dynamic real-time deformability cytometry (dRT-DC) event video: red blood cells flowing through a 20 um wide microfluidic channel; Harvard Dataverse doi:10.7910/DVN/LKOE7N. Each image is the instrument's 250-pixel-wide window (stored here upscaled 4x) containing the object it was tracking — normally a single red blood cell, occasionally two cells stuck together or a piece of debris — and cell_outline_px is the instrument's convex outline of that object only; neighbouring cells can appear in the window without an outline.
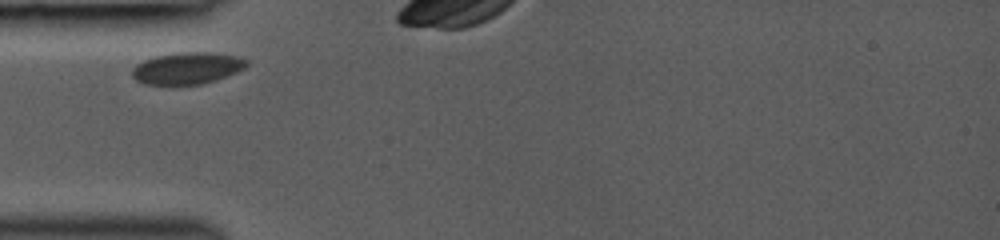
{"species": "common noctule bat (a hibernating species)", "species_latin": "Nyctalus noctula", "temperature_condition": "room temperature", "stored_images_in_passage": 15, "camera_frame_rate_fps": 3000, "um_per_image_px": 0.085, "animal": {"sex": "female", "body_mass_g": 19.0, "forearm_length_mm": 53.3}, "frame": {"image": 1, "passage_image": 1, "time_ms": 0.0, "image_size_px": [1000, 240], "cell_outline_px": [[248, 64], [244, 68], [236, 72], [216, 80], [200, 84], [176, 88], [144, 84], [136, 80], [132, 76], [132, 68], [136, 64], [144, 60], [156, 56], [184, 52], [212, 52], [236, 56], [248, 60]], "centroid_in_image_um": [15.86, 5.85], "position_along_channel_um": 69.1, "area_um2": 21.85}}